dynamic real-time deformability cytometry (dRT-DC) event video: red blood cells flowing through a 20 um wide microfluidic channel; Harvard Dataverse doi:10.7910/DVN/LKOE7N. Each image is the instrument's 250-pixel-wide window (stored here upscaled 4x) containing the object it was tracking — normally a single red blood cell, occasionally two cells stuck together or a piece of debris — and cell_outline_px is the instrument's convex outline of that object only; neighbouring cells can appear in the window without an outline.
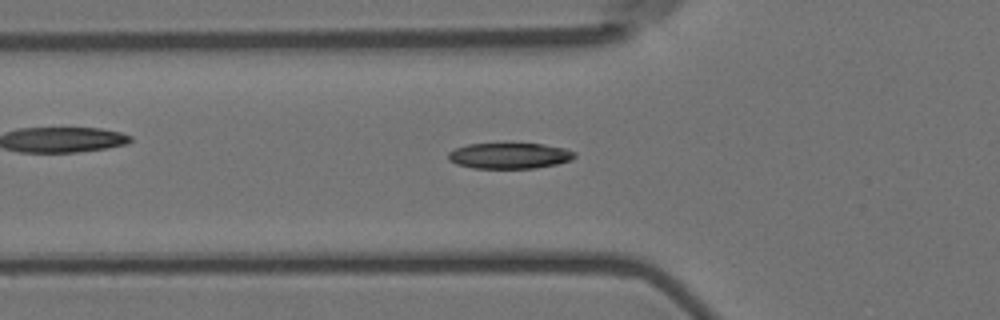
{"species": "Egyptian fruit bat (a non-hibernating species)", "species_latin": "Rousettus aegyptiacus", "temperature_condition": "room temperature", "stored_images_in_passage": 57, "segment_of_instrument_passage": [1, 2], "camera_frame_rate_fps": 3000, "um_per_image_px": 0.085, "animal": {"sex": "female"}, "frame": {"image": 1, "passage_image": 19, "time_ms": 6.0, "image_size_px": [1000, 320], "cell_outline_px": [[576, 156], [572, 160], [556, 164], [536, 168], [472, 168], [456, 164], [448, 160], [448, 152], [456, 148], [468, 144], [544, 144], [564, 148], [576, 152]], "centroid_in_image_um": [43.31, 13.24], "position_along_channel_um": 82.5, "area_um2": 19.02}}
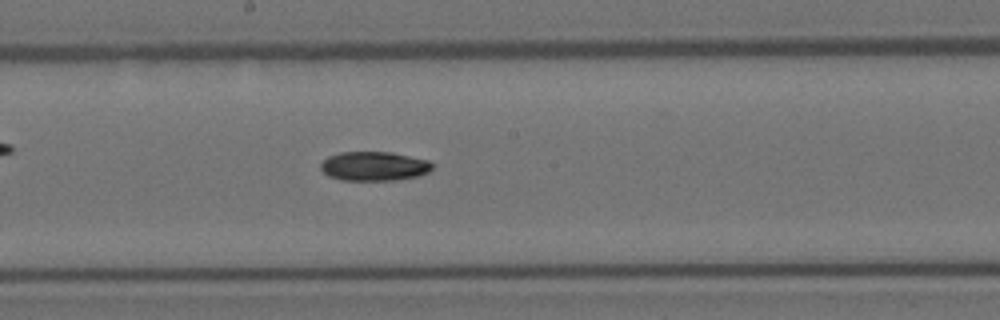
{"frame": {"image": 2, "passage_image": 30, "time_ms": 9.667, "image_size_px": [1000, 320], "cell_outline_px": [[436, 164], [428, 172], [420, 176], [396, 180], [340, 180], [328, 176], [320, 168], [320, 164], [328, 156], [340, 152], [392, 152], [428, 160]], "centroid_in_image_um": [31.82, 14.13], "position_along_channel_um": 216.4, "area_um2": 19.19}}
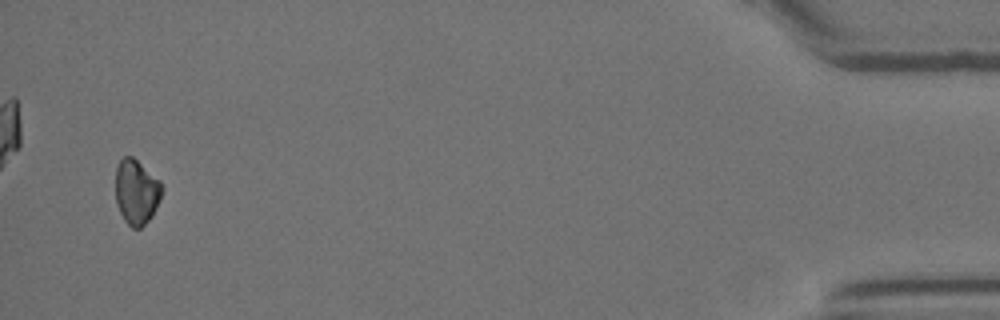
{"frame": {"image": 3, "passage_image": 54, "time_ms": 17.667, "image_size_px": [1000, 320], "cell_outline_px": [[160, 200], [152, 216], [140, 228], [132, 228], [124, 220], [116, 204], [116, 168], [120, 160], [124, 156], [132, 156], [160, 180]], "centroid_in_image_um": [11.57, 16.31], "position_along_channel_um": 423.6, "area_um2": 17.34}}